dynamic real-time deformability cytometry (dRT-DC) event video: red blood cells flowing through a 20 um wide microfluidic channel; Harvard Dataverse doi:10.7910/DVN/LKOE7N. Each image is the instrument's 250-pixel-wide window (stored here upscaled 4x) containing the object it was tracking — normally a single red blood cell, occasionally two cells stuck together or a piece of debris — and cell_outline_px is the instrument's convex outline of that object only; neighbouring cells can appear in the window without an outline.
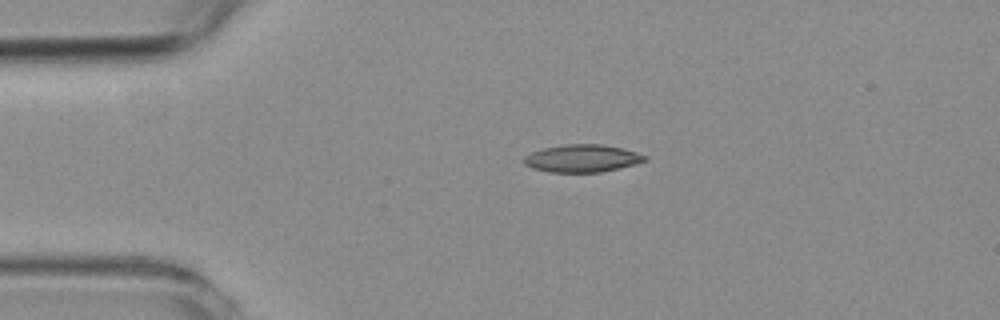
{"species": "common noctule bat (a hibernating species)", "species_latin": "Nyctalus noctula", "temperature_condition": "room temperature", "stored_images_in_passage": 46, "camera_frame_rate_fps": 3000, "um_per_image_px": 0.085, "animal": {"sex": "female", "body_mass_g": 19.3, "forearm_length_mm": 54.1}, "frame": {"image": 1, "passage_image": 1, "time_ms": 0.0, "image_size_px": [1000, 320], "cell_outline_px": [[648, 156], [644, 160], [620, 168], [600, 172], [548, 172], [532, 168], [524, 164], [524, 156], [532, 152], [544, 148], [564, 144], [600, 144], [620, 148], [636, 152]], "centroid_in_image_um": [49.44, 13.46], "position_along_channel_um": 35.6, "area_um2": 19.19}}
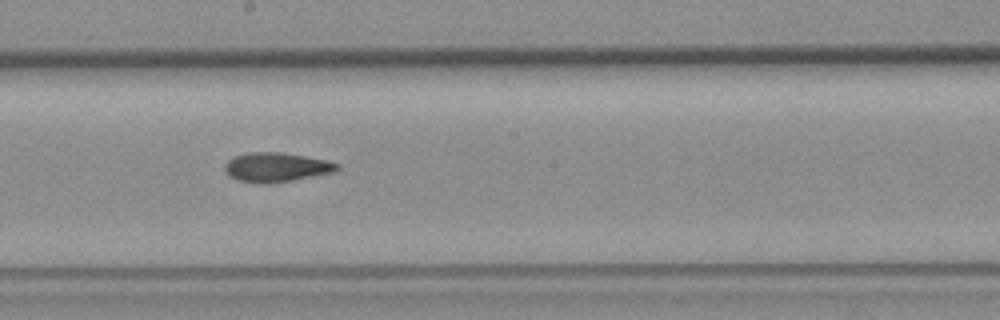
{"frame": {"image": 2, "passage_image": 20, "time_ms": 6.333, "image_size_px": [1000, 320], "cell_outline_px": [[340, 168], [336, 172], [292, 180], [268, 184], [256, 184], [236, 180], [228, 176], [224, 172], [224, 164], [232, 156], [248, 152], [280, 152], [304, 156], [324, 160], [340, 164]], "centroid_in_image_um": [23.42, 14.23], "position_along_channel_um": 224.8, "area_um2": 19.54}}
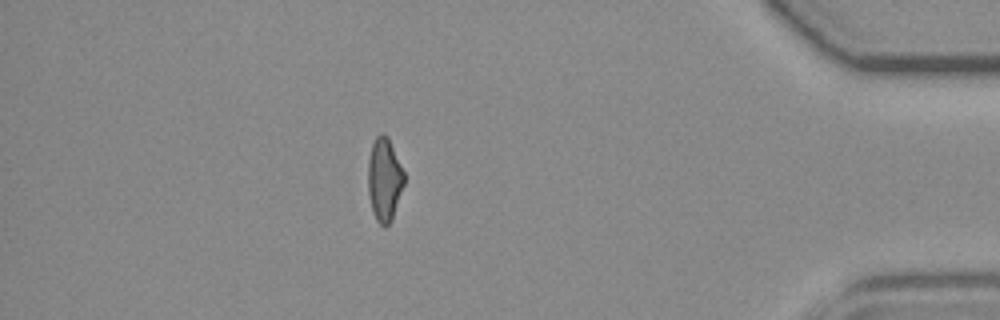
{"frame": {"image": 3, "passage_image": 39, "time_ms": 12.667, "image_size_px": [1000, 320], "cell_outline_px": [[404, 184], [392, 220], [384, 228], [376, 220], [372, 212], [368, 192], [368, 160], [372, 144], [376, 136], [380, 132], [384, 132], [388, 136], [404, 172]], "centroid_in_image_um": [32.66, 15.25], "position_along_channel_um": 402.5, "area_um2": 17.69}, "authors_computed_cell_mechanics": {"area_um2": 18.6116, "velocity_mm_per_s": 3.5651, "shape_relaxation_time_tau1_ms": null, "shape_relaxation_time_tau2_ms": 2.5361, "deformation_change_tau1": null, "deformation_change_tau2": 0.0996}}